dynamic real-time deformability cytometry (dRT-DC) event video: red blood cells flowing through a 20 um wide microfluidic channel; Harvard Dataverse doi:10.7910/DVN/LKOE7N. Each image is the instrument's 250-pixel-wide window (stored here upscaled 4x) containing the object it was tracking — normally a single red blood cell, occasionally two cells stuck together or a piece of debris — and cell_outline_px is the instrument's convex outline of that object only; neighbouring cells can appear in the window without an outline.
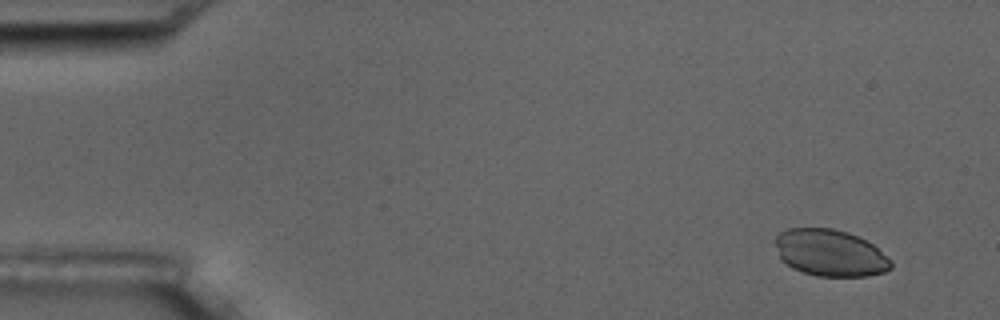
{"species": "common noctule bat (a hibernating species)", "species_latin": "Nyctalus noctula", "temperature_condition": "room temperature", "stored_images_in_passage": 4, "camera_frame_rate_fps": 3000, "um_per_image_px": 0.085, "animal": {"sex": "male", "body_mass_g": 17.5, "forearm_length_mm": 52.3}, "frame": {"image": 1, "passage_image": 1, "time_ms": 0.0, "image_size_px": [1000, 320], "cell_outline_px": [[892, 268], [884, 272], [868, 276], [816, 276], [792, 268], [780, 256], [776, 244], [776, 236], [780, 232], [788, 228], [832, 228], [848, 232], [872, 244], [892, 260]], "centroid_in_image_um": [70.59, 21.5], "position_along_channel_um": 14.4, "area_um2": 31.27}}